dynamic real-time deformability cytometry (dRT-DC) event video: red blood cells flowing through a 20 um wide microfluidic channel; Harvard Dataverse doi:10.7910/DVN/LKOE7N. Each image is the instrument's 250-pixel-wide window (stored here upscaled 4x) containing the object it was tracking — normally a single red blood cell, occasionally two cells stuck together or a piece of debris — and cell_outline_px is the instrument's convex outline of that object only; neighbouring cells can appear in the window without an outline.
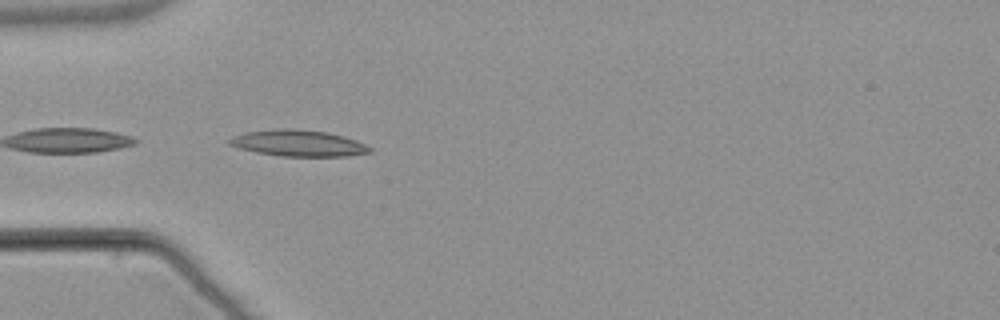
{"species": "common noctule bat (a hibernating species)", "species_latin": "Nyctalus noctula", "temperature_condition": "warm", "stored_images_in_passage": 7, "camera_frame_rate_fps": 3000, "um_per_image_px": 0.085, "animal": {"sex": "male", "body_mass_g": 21.5, "forearm_length_mm": 52.0}, "frame": {"image": 1, "passage_image": 1, "time_ms": 0.0, "image_size_px": [1000, 320], "cell_outline_px": [[372, 152], [348, 156], [280, 156], [256, 152], [240, 148], [228, 144], [228, 140], [232, 136], [244, 132], [280, 128], [292, 128], [328, 132], [356, 140], [372, 148]], "centroid_in_image_um": [25.34, 12.16], "position_along_channel_um": 59.7, "area_um2": 21.56}}